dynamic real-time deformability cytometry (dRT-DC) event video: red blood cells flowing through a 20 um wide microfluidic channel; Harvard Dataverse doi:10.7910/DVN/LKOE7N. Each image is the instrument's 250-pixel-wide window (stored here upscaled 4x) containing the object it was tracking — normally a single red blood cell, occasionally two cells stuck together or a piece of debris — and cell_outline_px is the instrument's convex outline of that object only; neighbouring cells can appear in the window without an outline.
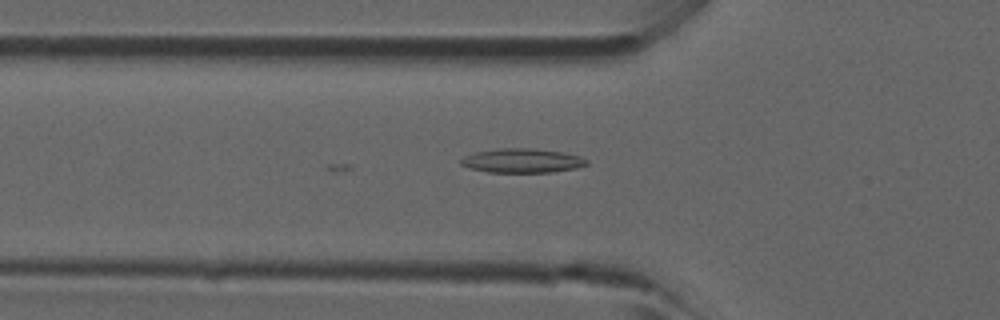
{"species": "common noctule bat (a hibernating species)", "species_latin": "Nyctalus noctula", "temperature_condition": "room temperature", "stored_images_in_passage": 4, "camera_frame_rate_fps": 3000, "um_per_image_px": 0.085, "animal": {"sex": "male", "forearm_length_mm": 52.5}, "frame": {"image": 1, "passage_image": 4, "time_ms": 1.0, "image_size_px": [1000, 320], "cell_outline_px": [[588, 164], [576, 168], [552, 172], [488, 172], [468, 168], [460, 164], [460, 160], [464, 156], [476, 152], [500, 148], [532, 148], [560, 152], [580, 156], [588, 160]], "centroid_in_image_um": [44.36, 13.66], "position_along_channel_um": 81.4, "area_um2": 17.69}}